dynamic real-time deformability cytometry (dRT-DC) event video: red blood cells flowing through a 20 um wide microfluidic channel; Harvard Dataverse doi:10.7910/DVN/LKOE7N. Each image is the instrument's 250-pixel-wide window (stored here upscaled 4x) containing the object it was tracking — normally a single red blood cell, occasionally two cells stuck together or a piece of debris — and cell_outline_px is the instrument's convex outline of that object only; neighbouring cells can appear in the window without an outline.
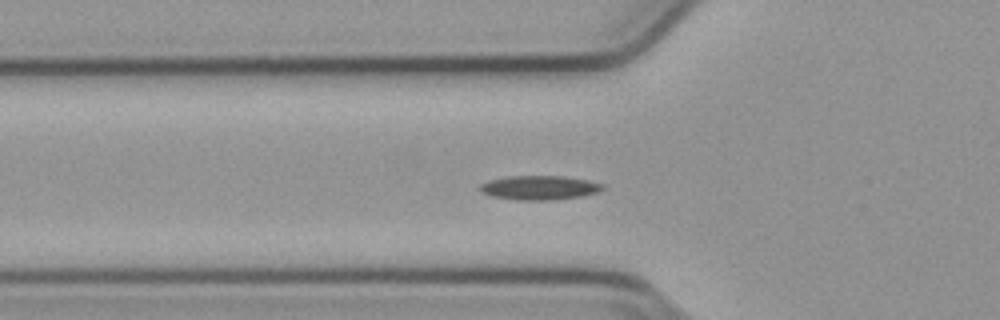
{"species": "common noctule bat (a hibernating species)", "species_latin": "Nyctalus noctula", "temperature_condition": "cold", "stored_images_in_passage": 56, "camera_frame_rate_fps": 3000, "um_per_image_px": 0.085, "animal": {"sex": "male", "body_mass_g": 23.1, "forearm_length_mm": 52.7}, "frame": {"image": 1, "passage_image": 19, "time_ms": 6.0, "image_size_px": [1000, 320], "cell_outline_px": [[604, 188], [596, 192], [580, 196], [552, 200], [516, 200], [492, 196], [480, 192], [480, 184], [488, 180], [508, 176], [564, 176], [588, 180], [604, 184]], "centroid_in_image_um": [45.82, 15.95], "position_along_channel_um": 80.0, "area_um2": 17.28}}
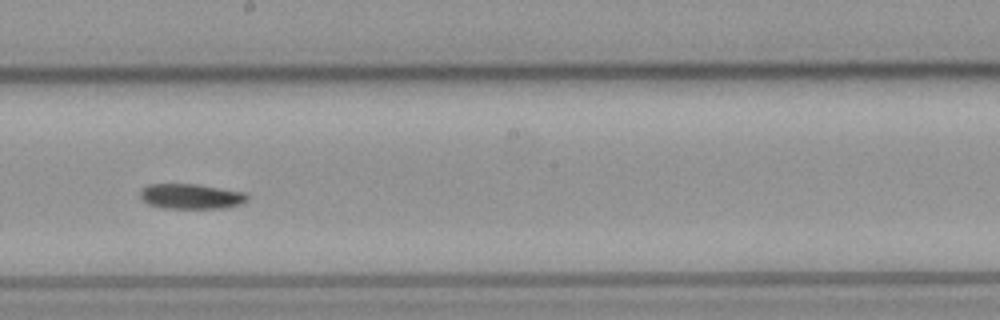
{"frame": {"image": 2, "passage_image": 31, "time_ms": 10.0, "image_size_px": [1000, 320], "cell_outline_px": [[248, 200], [240, 204], [224, 208], [160, 208], [148, 204], [140, 200], [140, 188], [148, 184], [196, 184], [244, 192], [248, 196]], "centroid_in_image_um": [16.18, 16.69], "position_along_channel_um": 232.0, "area_um2": 15.84}}
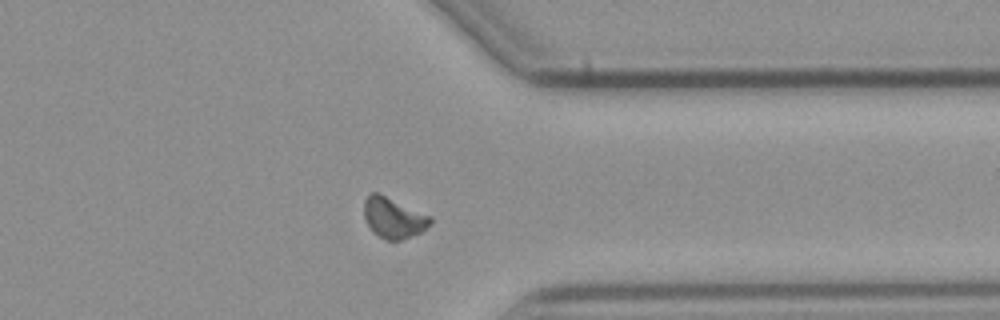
{"frame": {"image": 3, "passage_image": 43, "time_ms": 14.0, "image_size_px": [1000, 320], "cell_outline_px": [[432, 224], [420, 232], [400, 240], [388, 240], [372, 232], [364, 216], [364, 200], [372, 192], [376, 192], [432, 216]], "centroid_in_image_um": [33.46, 18.51], "position_along_channel_um": 377.9, "area_um2": 15.49}}